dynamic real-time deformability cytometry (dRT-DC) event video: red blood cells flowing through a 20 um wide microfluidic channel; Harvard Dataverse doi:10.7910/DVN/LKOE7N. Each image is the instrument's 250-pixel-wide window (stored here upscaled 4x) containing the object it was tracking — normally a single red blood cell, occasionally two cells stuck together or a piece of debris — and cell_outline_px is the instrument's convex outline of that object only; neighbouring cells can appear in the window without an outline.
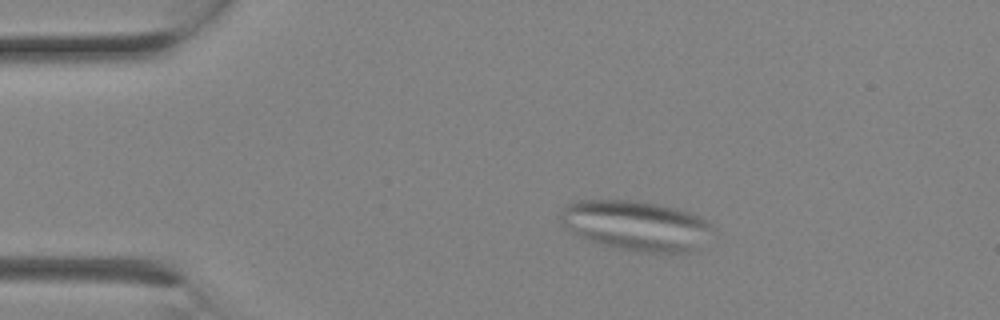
{"species": "Egyptian fruit bat (a non-hibernating species)", "species_latin": "Rousettus aegyptiacus", "temperature_condition": "room temperature", "stored_images_in_passage": 2, "camera_frame_rate_fps": 3000, "um_per_image_px": 0.085, "animal": {"sex": "female"}, "frame": {"image": 1, "passage_image": 1, "time_ms": 0.0, "image_size_px": [1000, 320], "cell_outline_px": [[712, 224], [692, 252], [640, 252], [620, 248], [588, 240], [572, 232], [560, 220], [560, 216], [564, 208], [572, 200], [636, 200], [676, 208], [692, 212]], "centroid_in_image_um": [54.0, 19.14], "position_along_channel_um": 31.0, "area_um2": 43.35}}
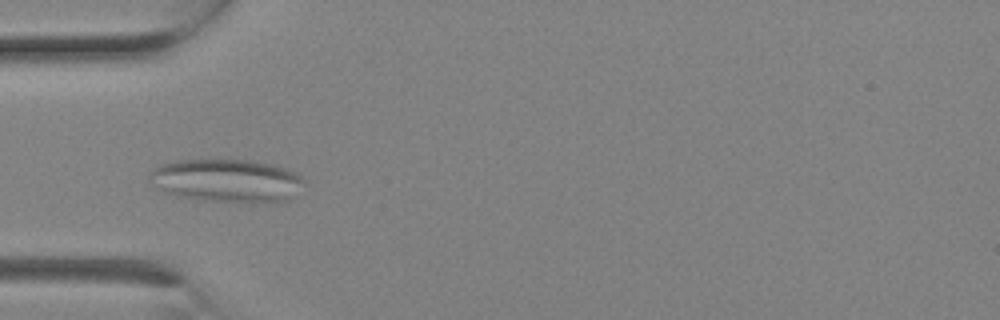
{"frame": {"image": 2, "passage_image": 2, "time_ms": 0.333, "image_size_px": [1000, 320], "cell_outline_px": [[304, 180], [288, 200], [200, 200], [176, 196], [164, 192], [156, 188], [148, 180], [148, 176], [152, 168], [160, 164], [176, 160], [252, 160], [272, 164], [288, 168], [296, 172]], "centroid_in_image_um": [19.16, 15.3], "position_along_channel_um": 65.8, "area_um2": 38.15}}